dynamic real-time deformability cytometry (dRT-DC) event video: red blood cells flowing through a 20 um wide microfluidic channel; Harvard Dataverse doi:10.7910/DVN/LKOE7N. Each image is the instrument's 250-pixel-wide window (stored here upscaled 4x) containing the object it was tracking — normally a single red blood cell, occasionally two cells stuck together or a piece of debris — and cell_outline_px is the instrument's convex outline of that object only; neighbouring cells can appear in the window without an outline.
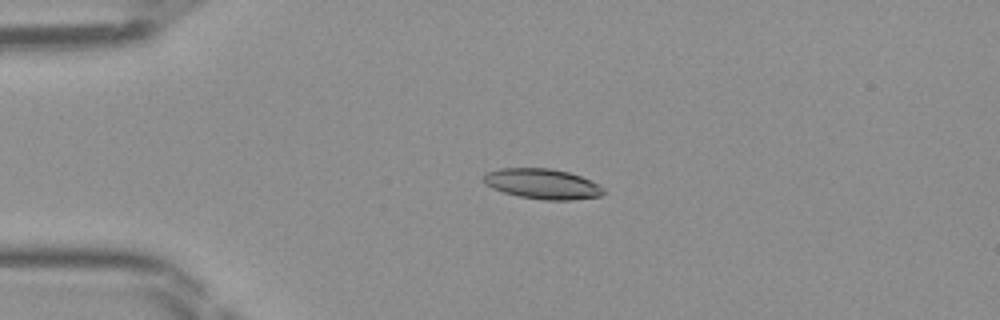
{"species": "Egyptian fruit bat (a non-hibernating species)", "species_latin": "Rousettus aegyptiacus", "temperature_condition": "room temperature", "stored_images_in_passage": 48, "camera_frame_rate_fps": 3000, "um_per_image_px": 0.085, "frame": {"image": 1, "passage_image": 12, "time_ms": 3.667, "image_size_px": [1000, 320], "cell_outline_px": [[604, 192], [600, 196], [572, 200], [544, 200], [520, 196], [504, 192], [492, 188], [484, 184], [484, 172], [500, 168], [552, 168], [568, 172], [580, 176], [604, 188]], "centroid_in_image_um": [46.07, 15.62], "position_along_channel_um": 38.9, "area_um2": 21.04}}
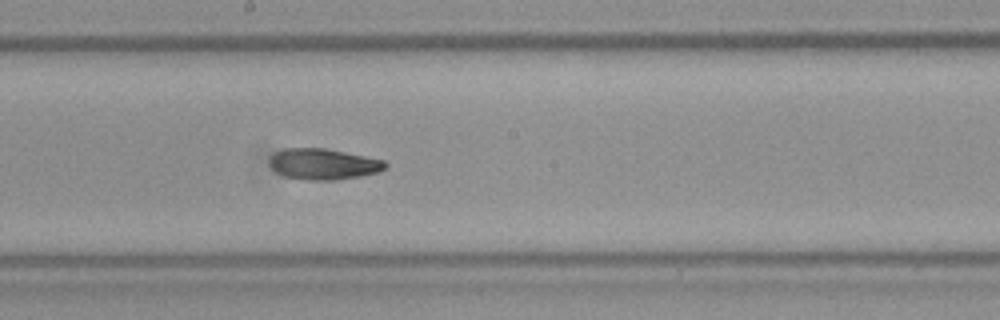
{"frame": {"image": 2, "passage_image": 27, "time_ms": 8.667, "image_size_px": [1000, 320], "cell_outline_px": [[388, 168], [380, 172], [360, 176], [336, 180], [308, 180], [284, 176], [276, 172], [268, 164], [268, 160], [276, 152], [284, 148], [324, 148], [384, 160], [388, 164]], "centroid_in_image_um": [27.5, 13.95], "position_along_channel_um": 220.7, "area_um2": 20.98}}
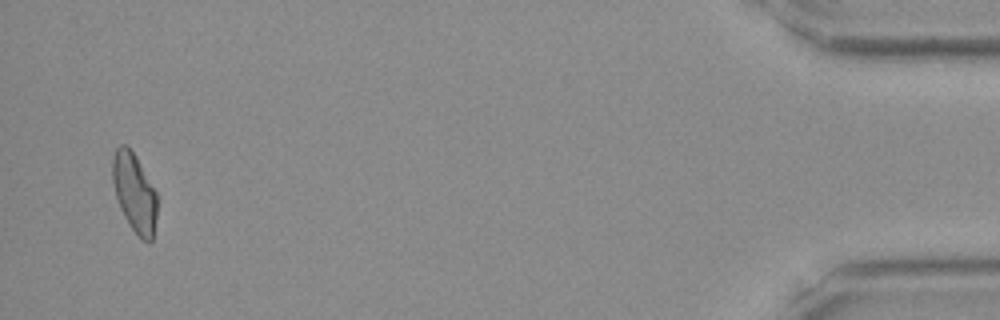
{"frame": {"image": 3, "passage_image": 47, "time_ms": 15.333, "image_size_px": [1000, 320], "cell_outline_px": [[156, 216], [152, 240], [148, 244], [132, 228], [124, 216], [120, 208], [116, 196], [112, 180], [112, 160], [116, 148], [120, 144], [124, 144], [136, 156], [156, 192]], "centroid_in_image_um": [11.41, 16.36], "position_along_channel_um": 423.8, "area_um2": 20.11}}